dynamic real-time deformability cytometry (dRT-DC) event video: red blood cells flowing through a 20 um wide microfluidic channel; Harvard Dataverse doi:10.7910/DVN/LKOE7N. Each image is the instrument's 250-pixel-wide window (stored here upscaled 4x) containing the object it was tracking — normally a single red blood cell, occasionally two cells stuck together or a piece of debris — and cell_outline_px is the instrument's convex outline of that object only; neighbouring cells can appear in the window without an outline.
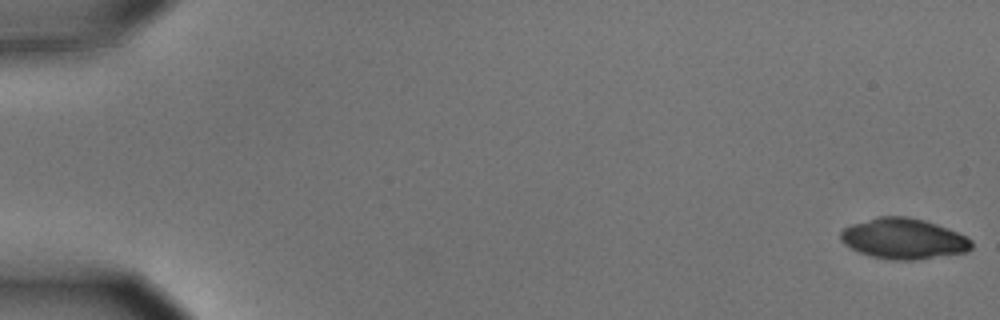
{"species": "common noctule bat (a hibernating species)", "species_latin": "Nyctalus noctula", "temperature_condition": "cold", "stored_images_in_passage": 56, "camera_frame_rate_fps": 3000, "um_per_image_px": 0.085, "animal": {"sex": "male", "body_mass_g": 15.6}, "frame": {"image": 1, "passage_image": 1, "time_ms": 0.0, "image_size_px": [1000, 320], "cell_outline_px": [[972, 248], [968, 252], [912, 260], [892, 260], [872, 256], [860, 252], [844, 244], [840, 240], [840, 232], [844, 228], [852, 224], [876, 216], [908, 216], [924, 220], [948, 228], [972, 240]], "centroid_in_image_um": [76.79, 20.28], "position_along_channel_um": 8.2, "area_um2": 30.92}}